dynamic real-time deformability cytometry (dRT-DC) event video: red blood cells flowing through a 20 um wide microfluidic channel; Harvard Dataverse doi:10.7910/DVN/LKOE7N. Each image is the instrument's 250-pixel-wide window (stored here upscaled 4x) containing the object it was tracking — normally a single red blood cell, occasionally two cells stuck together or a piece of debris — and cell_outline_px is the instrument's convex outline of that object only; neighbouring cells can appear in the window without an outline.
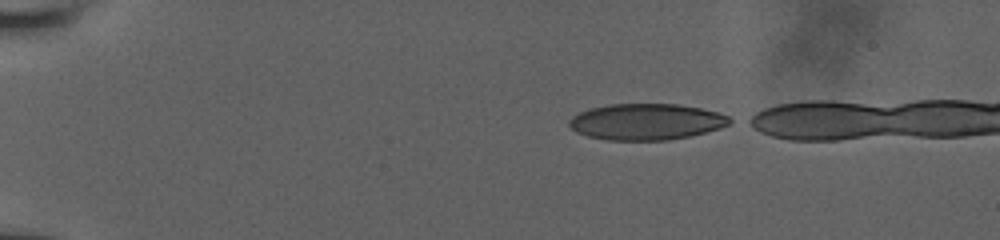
{"species": "human", "species_latin": "Homo sapiens", "temperature_condition": "room temperature", "stored_images_in_passage": 41, "camera_frame_rate_fps": 3000, "um_per_image_px": 0.085, "donor": {"sex": "male"}, "frame": {"image": 1, "passage_image": 1, "time_ms": 0.0, "image_size_px": [1000, 240], "cell_outline_px": [[736, 120], [720, 128], [688, 136], [668, 140], [608, 140], [588, 136], [576, 132], [568, 124], [568, 120], [572, 116], [588, 108], [612, 104], [676, 104], [700, 108], [716, 112], [728, 116]], "centroid_in_image_um": [54.91, 10.34], "position_along_channel_um": 30.1, "area_um2": 33.81}}
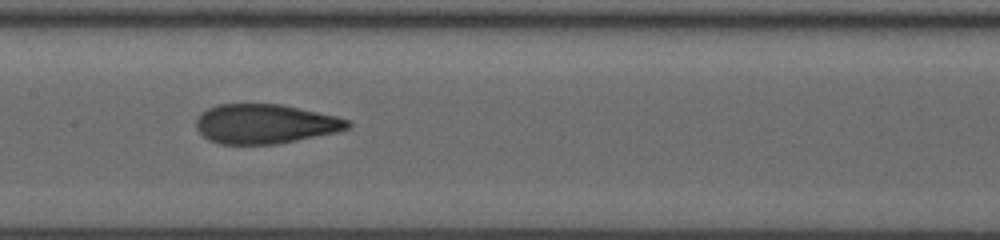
{"frame": {"image": 2, "passage_image": 20, "time_ms": 6.333, "image_size_px": [1000, 240], "cell_outline_px": [[352, 124], [348, 128], [336, 132], [276, 144], [220, 144], [208, 140], [196, 128], [196, 116], [200, 112], [216, 104], [280, 104], [336, 116], [348, 120]], "centroid_in_image_um": [22.48, 10.52], "position_along_channel_um": 184.9, "area_um2": 34.8}}
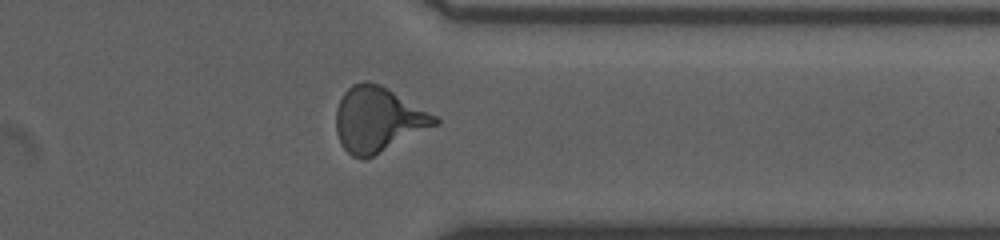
{"frame": {"image": 3, "passage_image": 35, "time_ms": 11.333, "image_size_px": [1000, 240], "cell_outline_px": [[440, 124], [364, 160], [360, 160], [352, 156], [340, 144], [336, 132], [336, 108], [344, 92], [352, 84], [364, 80], [368, 80], [380, 84], [388, 88], [436, 116], [440, 120]], "centroid_in_image_um": [32.11, 10.16], "position_along_channel_um": 379.3, "area_um2": 37.57}}